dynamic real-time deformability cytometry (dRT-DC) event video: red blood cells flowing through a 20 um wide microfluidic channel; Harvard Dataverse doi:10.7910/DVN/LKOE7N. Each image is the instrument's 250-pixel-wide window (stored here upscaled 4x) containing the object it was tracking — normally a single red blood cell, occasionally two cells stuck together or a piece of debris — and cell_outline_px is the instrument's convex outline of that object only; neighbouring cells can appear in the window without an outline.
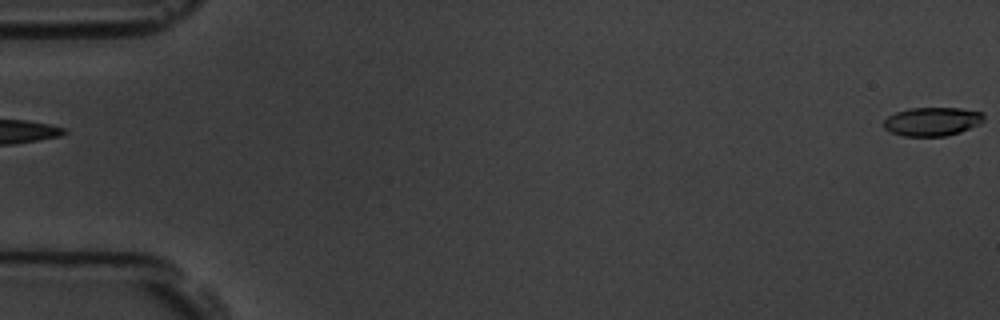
{"species": "common noctule bat (a hibernating species)", "species_latin": "Nyctalus noctula", "temperature_condition": "room temperature", "stored_images_in_passage": 6, "segment_of_instrument_passage": [2, 2], "camera_frame_rate_fps": 3000, "um_per_image_px": 0.085, "animal": {"sex": "male", "body_mass_g": 19.5, "forearm_length_mm": 54.6}, "frame": {"image": 1, "passage_image": 6, "time_ms": 5.667, "image_size_px": [1000, 320], "cell_outline_px": [[984, 120], [980, 124], [960, 132], [948, 136], [904, 136], [892, 132], [884, 128], [884, 120], [888, 116], [896, 112], [912, 108], [960, 108], [984, 112]], "centroid_in_image_um": [79.28, 10.33], "position_along_channel_um": 5.7, "area_um2": 16.76}}